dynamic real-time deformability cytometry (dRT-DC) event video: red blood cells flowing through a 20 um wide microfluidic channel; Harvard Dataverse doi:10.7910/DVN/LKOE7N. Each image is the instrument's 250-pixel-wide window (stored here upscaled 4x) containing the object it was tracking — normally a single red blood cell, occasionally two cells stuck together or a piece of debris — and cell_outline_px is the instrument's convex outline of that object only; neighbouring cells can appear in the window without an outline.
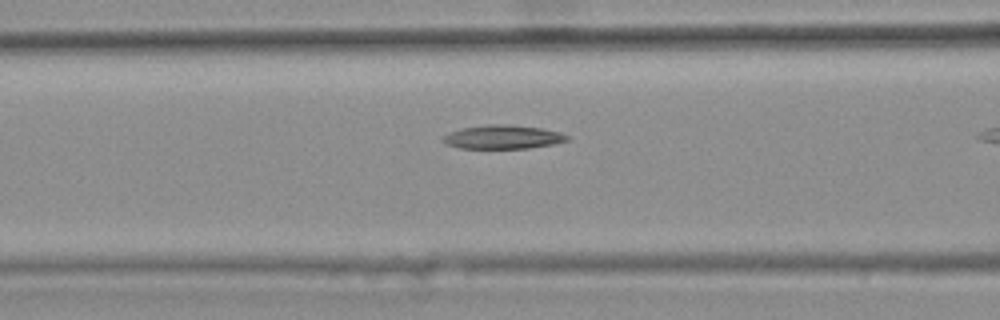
{"species": "common noctule bat (a hibernating species)", "species_latin": "Nyctalus noctula", "temperature_condition": "warm", "stored_images_in_passage": 26, "camera_frame_rate_fps": 3000, "um_per_image_px": 0.085, "animal": {"sex": "female", "body_mass_g": 25.1}, "frame": {"image": 1, "passage_image": 15, "time_ms": 4.667, "image_size_px": [1000, 320], "cell_outline_px": [[568, 140], [552, 144], [528, 148], [460, 148], [448, 144], [440, 140], [440, 136], [448, 132], [460, 128], [488, 124], [504, 124], [540, 128], [560, 132], [568, 136]], "centroid_in_image_um": [42.66, 11.64], "position_along_channel_um": 123.9, "area_um2": 17.17}}
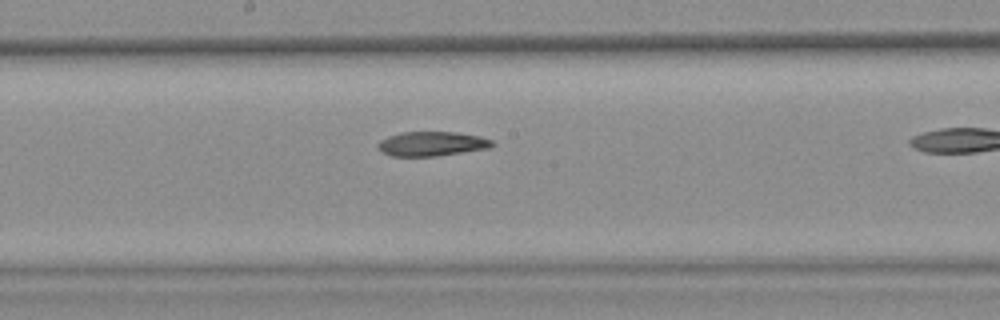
{"frame": {"image": 2, "passage_image": 22, "time_ms": 7.0, "image_size_px": [1000, 320], "cell_outline_px": [[496, 144], [488, 148], [436, 156], [392, 156], [380, 152], [376, 148], [376, 144], [380, 140], [388, 136], [400, 132], [456, 132], [480, 136], [492, 140]], "centroid_in_image_um": [36.65, 12.22], "position_along_channel_um": 211.5, "area_um2": 16.42}}